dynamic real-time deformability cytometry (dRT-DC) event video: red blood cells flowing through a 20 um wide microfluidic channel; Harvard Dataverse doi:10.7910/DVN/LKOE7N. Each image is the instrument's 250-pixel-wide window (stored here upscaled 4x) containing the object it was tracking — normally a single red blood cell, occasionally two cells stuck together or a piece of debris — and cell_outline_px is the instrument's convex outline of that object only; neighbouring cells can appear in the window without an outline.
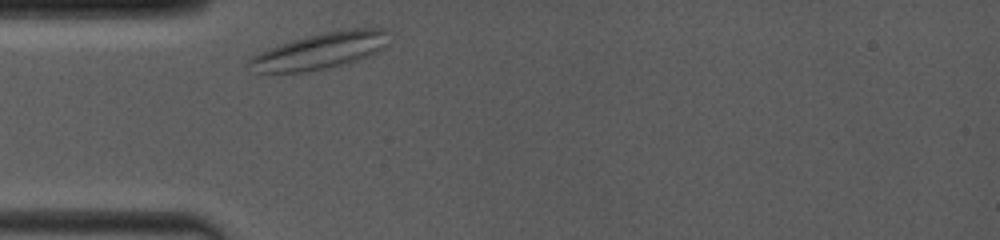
{"species": "common noctule bat (a hibernating species)", "species_latin": "Nyctalus noctula", "temperature_condition": "room temperature", "stored_images_in_passage": 21, "camera_frame_rate_fps": 4000, "um_per_image_px": 0.085, "animal": {"sex": "female", "body_mass_g": 19.0, "forearm_length_mm": 53.3}, "frame": {"image": 1, "passage_image": 1, "time_ms": 0.0, "image_size_px": [1000, 240], "cell_outline_px": [[388, 44], [384, 48], [368, 56], [340, 64], [324, 68], [304, 72], [260, 72], [248, 64], [248, 60], [252, 56], [268, 48], [292, 40], [324, 32], [348, 28], [388, 28]], "centroid_in_image_um": [27.27, 4.29], "position_along_channel_um": 57.7, "area_um2": 29.07}}
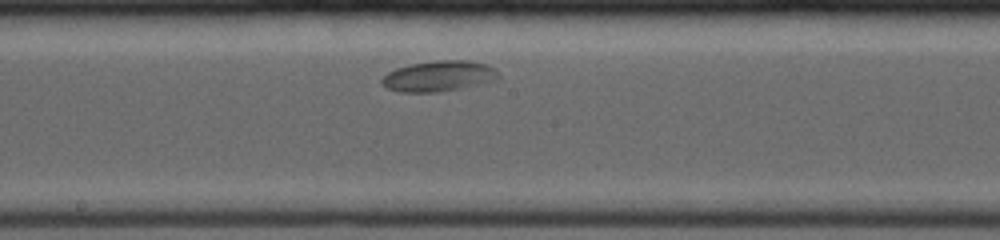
{"frame": {"image": 2, "passage_image": 14, "time_ms": 4.25, "image_size_px": [1000, 240], "cell_outline_px": [[500, 76], [496, 80], [460, 88], [440, 92], [400, 92], [388, 88], [380, 80], [388, 72], [396, 68], [408, 64], [436, 60], [468, 60], [488, 64], [496, 68]], "centroid_in_image_um": [37.32, 6.45], "position_along_channel_um": 210.9, "area_um2": 20.92}}
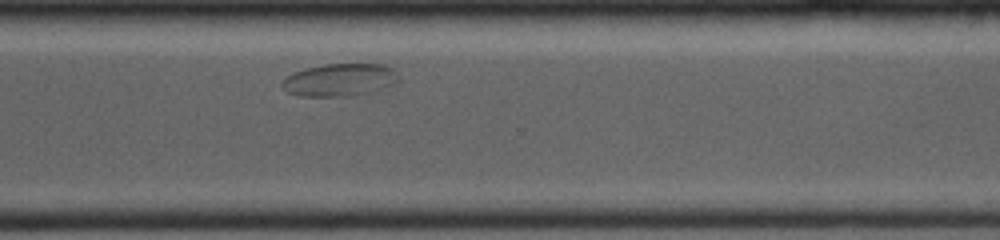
{"frame": {"image": 3, "passage_image": 21, "time_ms": 7.75, "image_size_px": [1000, 240], "cell_outline_px": [[400, 80], [396, 84], [368, 92], [348, 96], [300, 96], [288, 92], [280, 84], [288, 76], [304, 68], [324, 64], [384, 64], [392, 68], [396, 72]], "centroid_in_image_um": [28.9, 6.78], "position_along_channel_um": 341.7, "area_um2": 22.02}}